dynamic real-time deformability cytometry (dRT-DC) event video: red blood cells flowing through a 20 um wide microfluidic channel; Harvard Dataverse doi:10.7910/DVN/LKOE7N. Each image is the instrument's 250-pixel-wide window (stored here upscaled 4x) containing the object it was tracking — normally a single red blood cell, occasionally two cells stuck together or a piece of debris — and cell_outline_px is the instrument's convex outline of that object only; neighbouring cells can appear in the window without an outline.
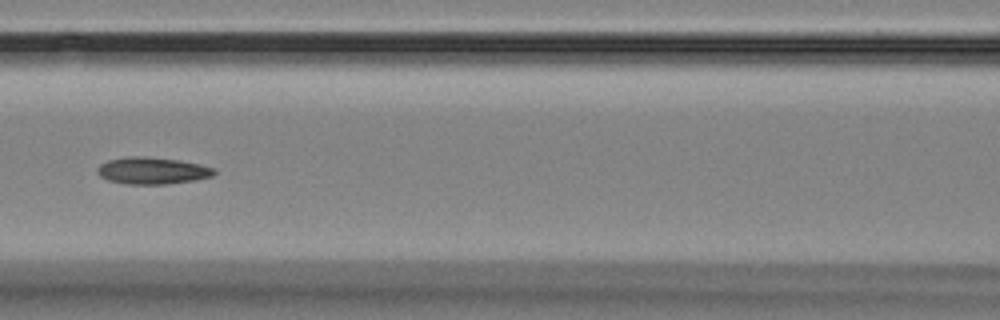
{"species": "Egyptian fruit bat (a non-hibernating species)", "species_latin": "Rousettus aegyptiacus", "temperature_condition": "room temperature", "stored_images_in_passage": 16, "camera_frame_rate_fps": 3000, "um_per_image_px": 0.085, "animal": {"sex": "female"}, "frame": {"image": 1, "passage_image": 7, "time_ms": 7.0, "image_size_px": [1000, 320], "cell_outline_px": [[216, 172], [212, 176], [196, 180], [168, 184], [124, 184], [108, 180], [100, 176], [96, 172], [96, 168], [100, 164], [108, 160], [124, 156], [144, 156], [180, 160], [200, 164], [216, 168]], "centroid_in_image_um": [12.94, 14.5], "position_along_channel_um": 153.7, "area_um2": 18.61}}
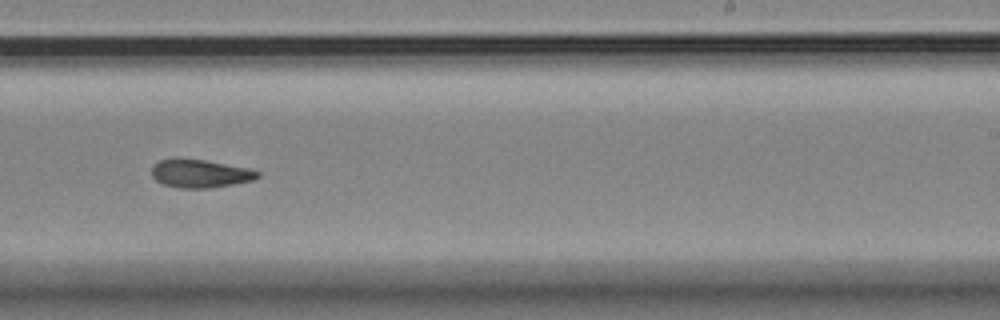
{"frame": {"image": 2, "passage_image": 10, "time_ms": 10.333, "image_size_px": [1000, 320], "cell_outline_px": [[260, 176], [252, 180], [212, 188], [176, 188], [164, 184], [156, 180], [152, 176], [152, 168], [160, 160], [176, 156], [204, 160], [248, 168], [260, 172]], "centroid_in_image_um": [16.98, 14.73], "position_along_channel_um": 272.0, "area_um2": 17.57}}
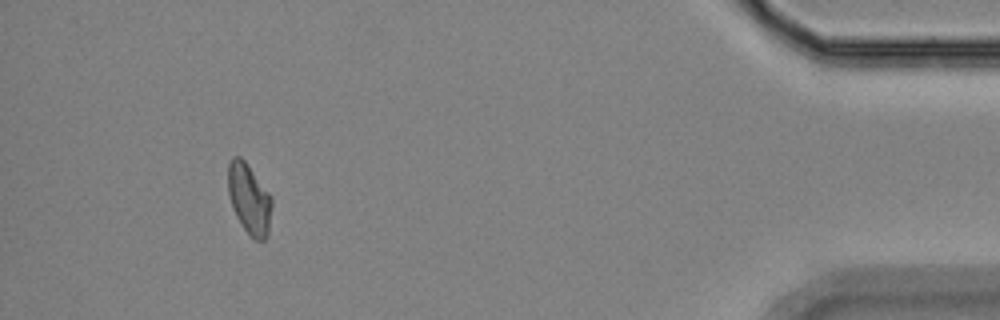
{"frame": {"image": 3, "passage_image": 15, "time_ms": 16.0, "image_size_px": [1000, 320], "cell_outline_px": [[272, 204], [268, 236], [264, 240], [256, 240], [244, 228], [236, 216], [232, 208], [228, 192], [228, 164], [232, 156], [240, 156], [244, 160], [268, 192], [272, 200]], "centroid_in_image_um": [21.17, 16.9], "position_along_channel_um": 414.0, "area_um2": 17.74}, "authors_computed_cell_mechanics": {"area_um2": 17.8891, "velocity_mm_per_s": 3.5749, "shape_relaxation_time_tau1_ms": null, "shape_relaxation_time_tau2_ms": 2.4701, "deformation_change_tau1": null, "deformation_change_tau2": 0.094}}